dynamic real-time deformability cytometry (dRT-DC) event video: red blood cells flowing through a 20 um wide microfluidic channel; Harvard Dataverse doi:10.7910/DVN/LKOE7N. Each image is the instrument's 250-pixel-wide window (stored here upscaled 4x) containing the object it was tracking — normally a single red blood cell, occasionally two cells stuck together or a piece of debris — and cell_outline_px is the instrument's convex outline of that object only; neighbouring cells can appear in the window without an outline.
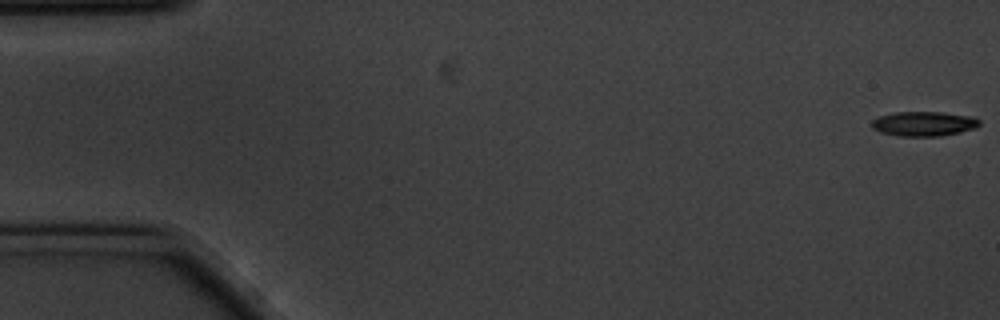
{"species": "common noctule bat (a hibernating species)", "species_latin": "Nyctalus noctula", "temperature_condition": "cold", "stored_images_in_passage": 57, "camera_frame_rate_fps": 3000, "um_per_image_px": 0.085, "animal": {"sex": "male", "body_mass_g": 20.1, "forearm_length_mm": 53.5}, "frame": {"image": 1, "passage_image": 1, "time_ms": 0.0, "image_size_px": [1000, 320], "cell_outline_px": [[980, 124], [972, 128], [960, 132], [940, 136], [900, 136], [880, 132], [872, 128], [872, 120], [880, 116], [896, 112], [940, 112], [972, 116], [980, 120]], "centroid_in_image_um": [78.51, 10.52], "position_along_channel_um": 6.5, "area_um2": 15.32}}
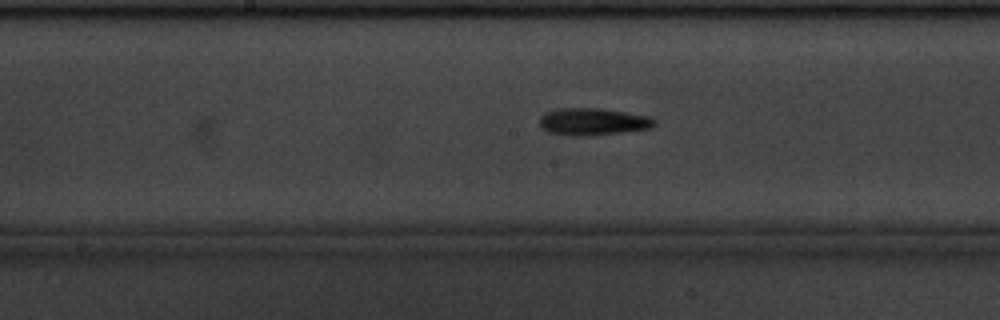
{"frame": {"image": 2, "passage_image": 29, "time_ms": 9.333, "image_size_px": [1000, 320], "cell_outline_px": [[656, 124], [652, 128], [624, 132], [592, 136], [572, 136], [548, 132], [540, 124], [540, 116], [548, 112], [560, 108], [596, 108], [652, 116], [656, 120]], "centroid_in_image_um": [50.46, 10.35], "position_along_channel_um": 197.7, "area_um2": 18.26}}
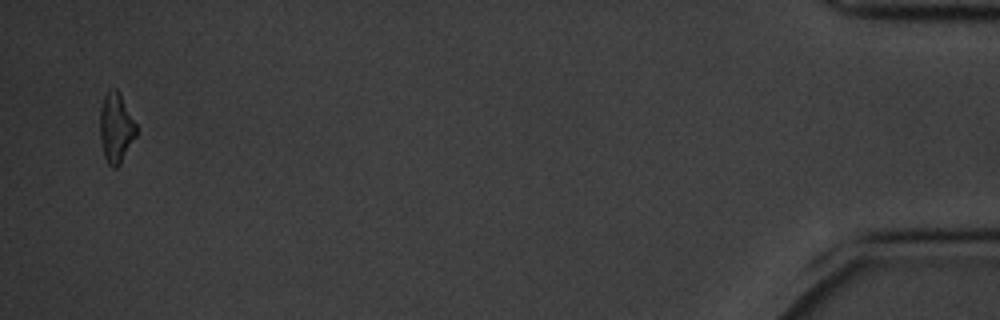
{"frame": {"image": 3, "passage_image": 56, "time_ms": 18.333, "image_size_px": [1000, 320], "cell_outline_px": [[136, 136], [120, 164], [116, 168], [112, 168], [108, 164], [104, 156], [100, 140], [100, 112], [104, 96], [112, 88], [116, 88], [120, 92], [136, 124]], "centroid_in_image_um": [9.86, 10.88], "position_along_channel_um": 425.3, "area_um2": 14.74}, "authors_computed_cell_mechanics": {"area_um2": 15.7216, "velocity_mm_per_s": 3.5037, "shape_relaxation_time_tau1_ms": 2.5057, "shape_relaxation_time_tau2_ms": null, "deformation_change_tau1": 0.1343, "deformation_change_tau2": null}}